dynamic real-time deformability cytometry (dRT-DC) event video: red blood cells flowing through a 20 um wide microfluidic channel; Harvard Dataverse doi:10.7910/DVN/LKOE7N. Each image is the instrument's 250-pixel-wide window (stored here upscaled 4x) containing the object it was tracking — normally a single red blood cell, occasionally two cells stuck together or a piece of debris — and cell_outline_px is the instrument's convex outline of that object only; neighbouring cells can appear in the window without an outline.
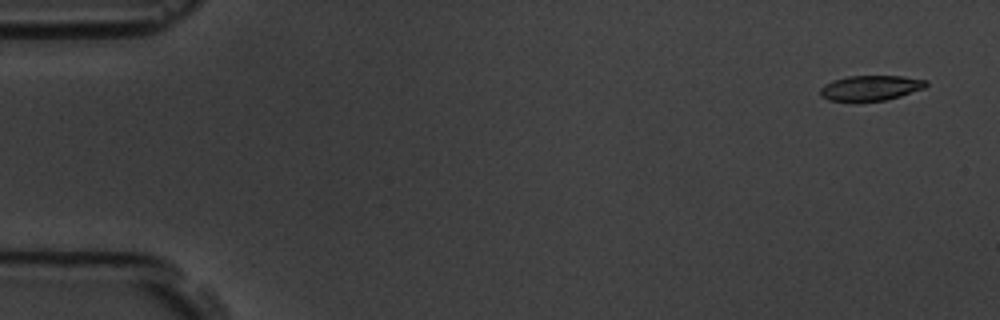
{"species": "common noctule bat (a hibernating species)", "species_latin": "Nyctalus noctula", "temperature_condition": "room temperature", "stored_images_in_passage": 5, "camera_frame_rate_fps": 3000, "um_per_image_px": 0.085, "animal": {"sex": "male", "body_mass_g": 19.5, "forearm_length_mm": 54.6}, "frame": {"image": 1, "passage_image": 1, "time_ms": 0.0, "image_size_px": [1000, 320], "cell_outline_px": [[928, 84], [924, 88], [900, 96], [884, 100], [828, 100], [820, 96], [820, 88], [824, 84], [832, 80], [848, 76], [904, 76], [928, 80]], "centroid_in_image_um": [74.0, 7.45], "position_along_channel_um": 11.0, "area_um2": 15.37}}
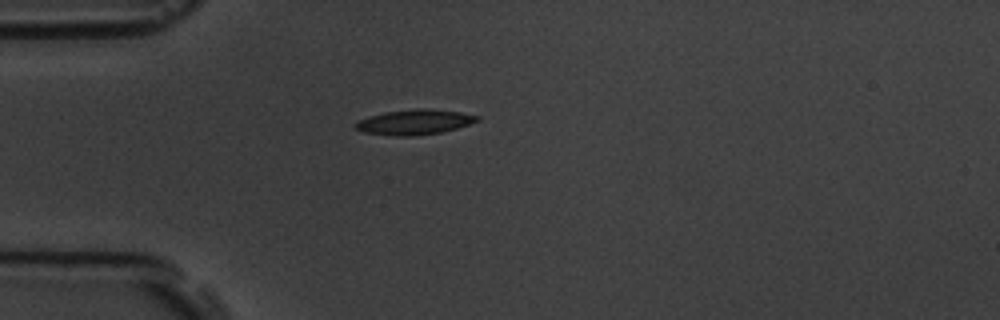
{"frame": {"image": 2, "passage_image": 5, "time_ms": 4.333, "image_size_px": [1000, 320], "cell_outline_px": [[480, 120], [456, 128], [440, 132], [412, 136], [396, 136], [364, 132], [356, 128], [352, 124], [368, 116], [384, 112], [416, 108], [428, 108], [460, 112], [480, 116]], "centroid_in_image_um": [35.22, 10.36], "position_along_channel_um": 49.8, "area_um2": 17.74}}